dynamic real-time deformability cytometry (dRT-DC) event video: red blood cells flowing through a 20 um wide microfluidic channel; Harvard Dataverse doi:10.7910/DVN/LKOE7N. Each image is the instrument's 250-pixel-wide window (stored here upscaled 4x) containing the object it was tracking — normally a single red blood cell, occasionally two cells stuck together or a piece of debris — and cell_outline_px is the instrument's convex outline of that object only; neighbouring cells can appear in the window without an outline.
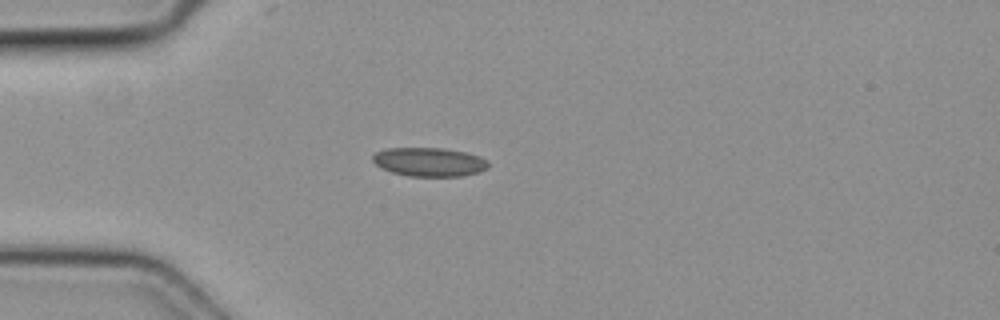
{"species": "common noctule bat (a hibernating species)", "species_latin": "Nyctalus noctula", "temperature_condition": "cold", "stored_images_in_passage": 2, "camera_frame_rate_fps": 3000, "um_per_image_px": 0.085, "animal": {"sex": "female", "body_mass_g": 19.3, "forearm_length_mm": 54.1}, "frame": {"image": 1, "passage_image": 2, "time_ms": 0.333, "image_size_px": [1000, 320], "cell_outline_px": [[488, 168], [480, 172], [464, 176], [408, 176], [392, 172], [376, 164], [372, 160], [372, 156], [376, 152], [384, 148], [444, 148], [464, 152], [480, 156], [488, 160]], "centroid_in_image_um": [36.51, 13.76], "position_along_channel_um": 48.5, "area_um2": 19.48}}